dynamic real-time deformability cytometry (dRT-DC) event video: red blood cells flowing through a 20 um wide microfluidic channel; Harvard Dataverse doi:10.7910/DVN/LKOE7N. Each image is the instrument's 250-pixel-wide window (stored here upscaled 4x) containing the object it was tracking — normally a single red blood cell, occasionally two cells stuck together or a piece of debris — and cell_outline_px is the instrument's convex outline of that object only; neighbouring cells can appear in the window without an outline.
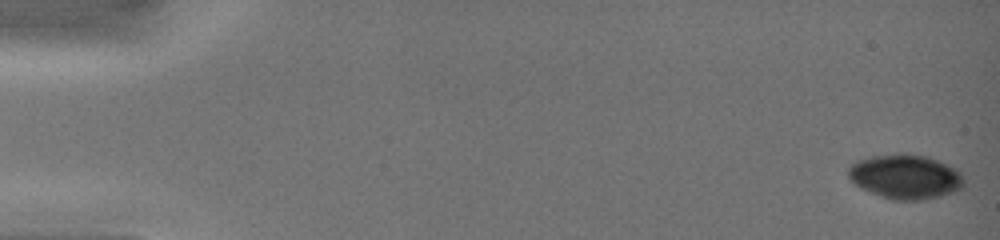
{"species": "common noctule bat (a hibernating species)", "species_latin": "Nyctalus noctula", "temperature_condition": "warm", "stored_images_in_passage": 14, "camera_frame_rate_fps": 3000, "um_per_image_px": 0.085, "animal": {"sex": "female", "body_mass_g": 19.0, "forearm_length_mm": 51.5}, "frame": {"image": 1, "passage_image": 1, "time_ms": 0.0, "image_size_px": [1000, 240], "cell_outline_px": [[964, 188], [940, 196], [920, 200], [892, 200], [880, 196], [860, 188], [848, 176], [848, 168], [852, 164], [860, 160], [872, 156], [928, 156], [956, 168], [960, 172], [964, 180]], "centroid_in_image_um": [76.99, 15.06], "position_along_channel_um": 8.0, "area_um2": 29.3}}
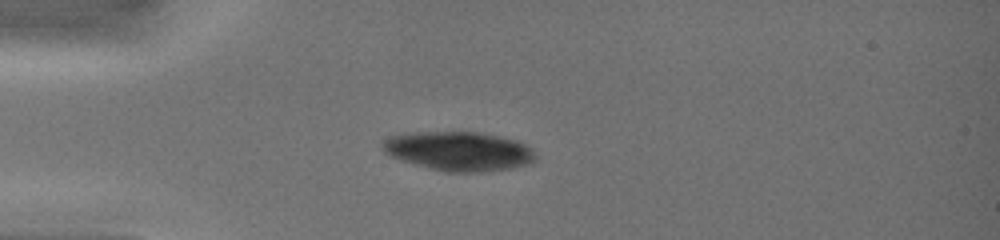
{"frame": {"image": 2, "passage_image": 10, "time_ms": 4.333, "image_size_px": [1000, 240], "cell_outline_px": [[536, 160], [532, 164], [512, 168], [484, 172], [448, 172], [412, 164], [400, 160], [384, 152], [380, 148], [380, 144], [384, 140], [392, 136], [408, 132], [480, 132], [500, 136], [516, 140], [532, 148], [536, 152]], "centroid_in_image_um": [39.02, 12.85], "position_along_channel_um": 46.0, "area_um2": 35.37}}